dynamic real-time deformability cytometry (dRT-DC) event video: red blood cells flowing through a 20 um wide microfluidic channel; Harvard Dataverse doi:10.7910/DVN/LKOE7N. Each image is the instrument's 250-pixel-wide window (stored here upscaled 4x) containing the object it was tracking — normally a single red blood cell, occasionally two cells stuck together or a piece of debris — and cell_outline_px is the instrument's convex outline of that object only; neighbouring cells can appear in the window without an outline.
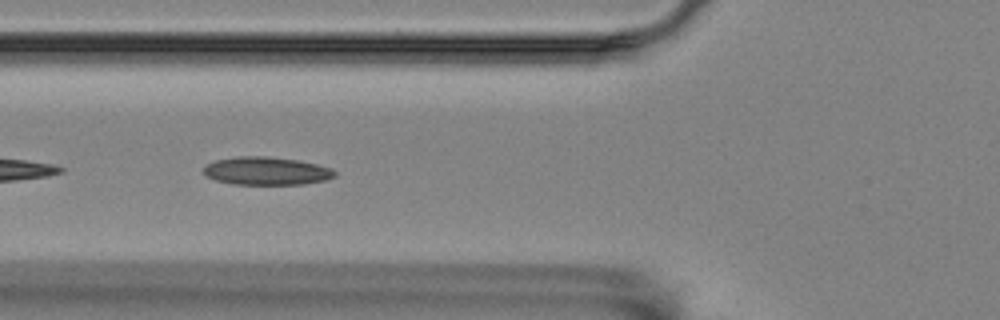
{"species": "Egyptian fruit bat (a non-hibernating species)", "species_latin": "Rousettus aegyptiacus", "temperature_condition": "room temperature", "stored_images_in_passage": 27, "camera_frame_rate_fps": 3000, "um_per_image_px": 0.085, "animal": {"sex": "female"}, "frame": {"image": 1, "passage_image": 5, "time_ms": 1.333, "image_size_px": [1000, 320], "cell_outline_px": [[336, 176], [324, 180], [304, 184], [232, 184], [216, 180], [204, 176], [204, 168], [208, 164], [216, 160], [236, 156], [268, 156], [296, 160], [316, 164], [332, 168], [336, 172]], "centroid_in_image_um": [22.64, 14.53], "position_along_channel_um": 103.2, "area_um2": 21.39}}
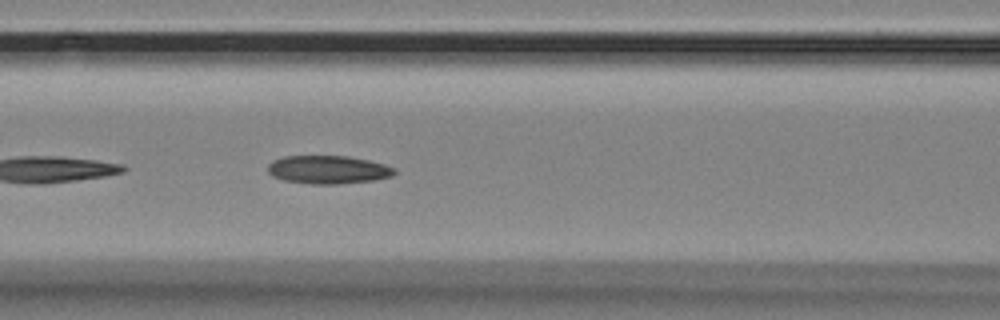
{"frame": {"image": 2, "passage_image": 8, "time_ms": 2.333, "image_size_px": [1000, 320], "cell_outline_px": [[396, 172], [392, 176], [372, 180], [336, 184], [312, 184], [284, 180], [272, 176], [268, 172], [268, 164], [272, 160], [284, 156], [348, 156], [368, 160], [384, 164], [396, 168]], "centroid_in_image_um": [27.87, 14.41], "position_along_channel_um": 138.7, "area_um2": 20.81}}
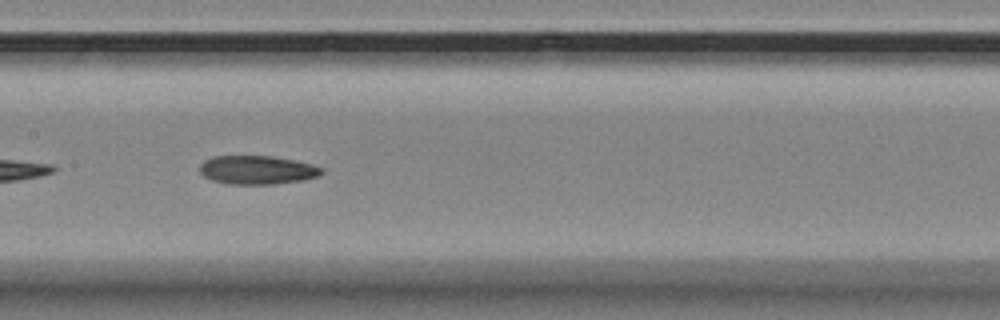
{"frame": {"image": 3, "passage_image": 12, "time_ms": 3.667, "image_size_px": [1000, 320], "cell_outline_px": [[324, 172], [320, 176], [304, 180], [276, 184], [228, 184], [212, 180], [204, 176], [200, 172], [200, 164], [204, 160], [212, 156], [272, 156], [312, 164], [324, 168]], "centroid_in_image_um": [21.88, 14.45], "position_along_channel_um": 185.5, "area_um2": 20.52}}